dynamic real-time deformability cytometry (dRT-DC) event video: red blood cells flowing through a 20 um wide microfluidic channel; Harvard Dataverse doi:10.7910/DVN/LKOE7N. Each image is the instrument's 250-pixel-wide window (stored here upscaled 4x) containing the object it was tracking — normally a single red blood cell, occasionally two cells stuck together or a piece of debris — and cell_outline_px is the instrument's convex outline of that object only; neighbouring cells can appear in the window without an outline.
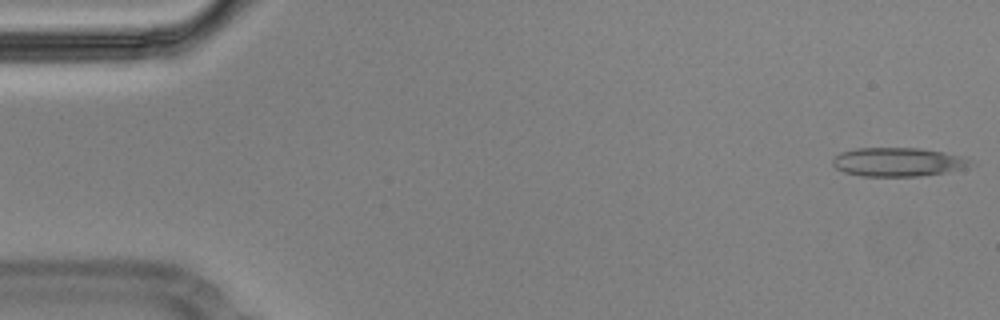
{"species": "Egyptian fruit bat (a non-hibernating species)", "species_latin": "Rousettus aegyptiacus", "temperature_condition": "cold", "stored_images_in_passage": 55, "camera_frame_rate_fps": 3000, "um_per_image_px": 0.085, "animal": {"sex": "male"}, "frame": {"image": 1, "passage_image": 1, "time_ms": 0.0, "image_size_px": [1000, 320], "cell_outline_px": [[976, 164], [964, 168], [944, 172], [916, 176], [860, 176], [844, 172], [836, 168], [832, 164], [832, 160], [840, 152], [856, 148], [920, 148], [944, 152], [964, 156]], "centroid_in_image_um": [76.33, 13.76], "position_along_channel_um": 8.7, "area_um2": 23.18}}
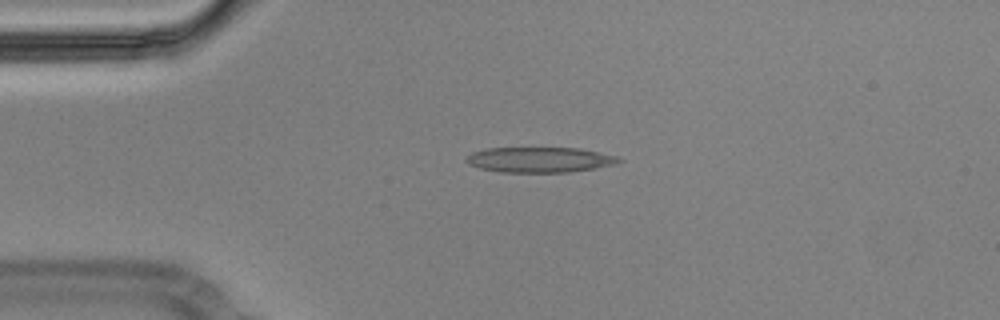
{"frame": {"image": 2, "passage_image": 12, "time_ms": 3.667, "image_size_px": [1000, 320], "cell_outline_px": [[624, 160], [616, 164], [596, 168], [568, 172], [500, 172], [480, 168], [468, 164], [464, 160], [472, 152], [484, 148], [580, 148], [616, 156]], "centroid_in_image_um": [45.87, 13.58], "position_along_channel_um": 39.1, "area_um2": 22.54}}
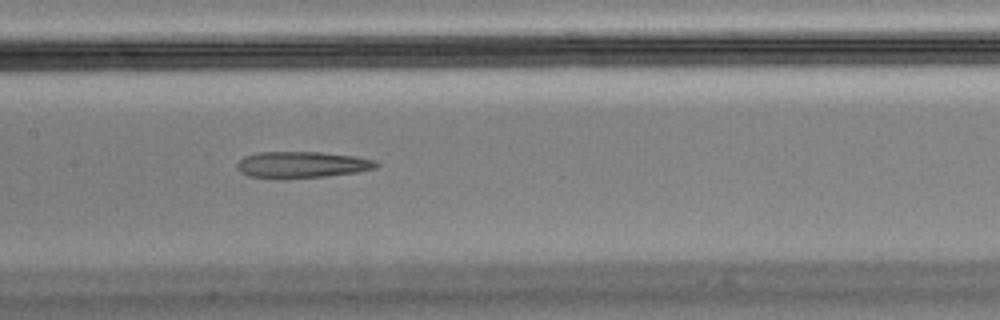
{"frame": {"image": 3, "passage_image": 26, "time_ms": 8.333, "image_size_px": [1000, 320], "cell_outline_px": [[380, 164], [376, 168], [356, 172], [324, 176], [248, 176], [240, 172], [236, 168], [236, 164], [244, 156], [260, 152], [320, 152], [356, 156], [376, 160]], "centroid_in_image_um": [25.71, 13.96], "position_along_channel_um": 181.7, "area_um2": 20.69}, "authors_computed_cell_mechanics": {"area_um2": 23.1778, "velocity_mm_per_s": 3.5886, "shape_relaxation_time_tau1_ms": null, "shape_relaxation_time_tau2_ms": 2.9541, "deformation_change_tau1": null, "deformation_change_tau2": 0.1266}}